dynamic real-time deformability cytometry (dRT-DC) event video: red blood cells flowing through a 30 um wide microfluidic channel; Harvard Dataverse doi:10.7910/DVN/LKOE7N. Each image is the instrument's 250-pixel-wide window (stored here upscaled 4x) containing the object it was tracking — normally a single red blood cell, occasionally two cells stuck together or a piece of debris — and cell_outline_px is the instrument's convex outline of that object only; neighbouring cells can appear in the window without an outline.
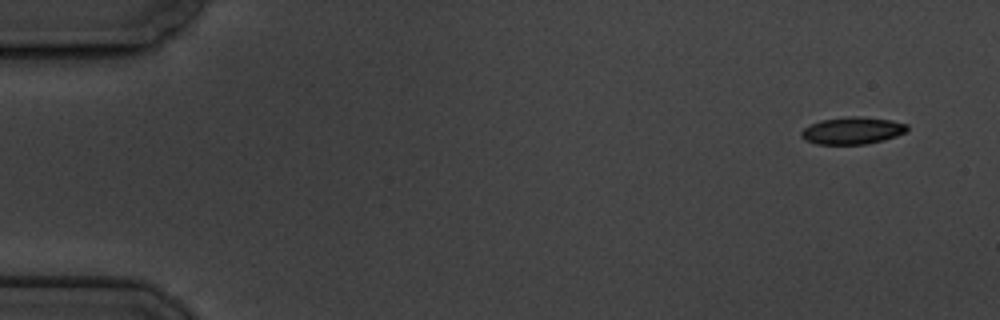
{"species": "common noctule bat (a hibernating species)", "species_latin": "Nyctalus noctula", "temperature_condition": "cold", "stored_images_in_passage": 5, "camera_frame_rate_fps": 3000, "um_per_image_px": 0.085, "animal": {"sex": "male", "body_mass_g": 19.5, "forearm_length_mm": 54.6}, "frame": {"image": 1, "passage_image": 1, "time_ms": 0.0, "image_size_px": [1000, 320], "cell_outline_px": [[908, 128], [904, 132], [896, 136], [884, 140], [864, 144], [816, 144], [804, 140], [800, 136], [800, 132], [804, 128], [820, 120], [848, 116], [860, 116], [892, 120], [908, 124]], "centroid_in_image_um": [72.44, 11.09], "position_along_channel_um": 12.6, "area_um2": 16.82}}